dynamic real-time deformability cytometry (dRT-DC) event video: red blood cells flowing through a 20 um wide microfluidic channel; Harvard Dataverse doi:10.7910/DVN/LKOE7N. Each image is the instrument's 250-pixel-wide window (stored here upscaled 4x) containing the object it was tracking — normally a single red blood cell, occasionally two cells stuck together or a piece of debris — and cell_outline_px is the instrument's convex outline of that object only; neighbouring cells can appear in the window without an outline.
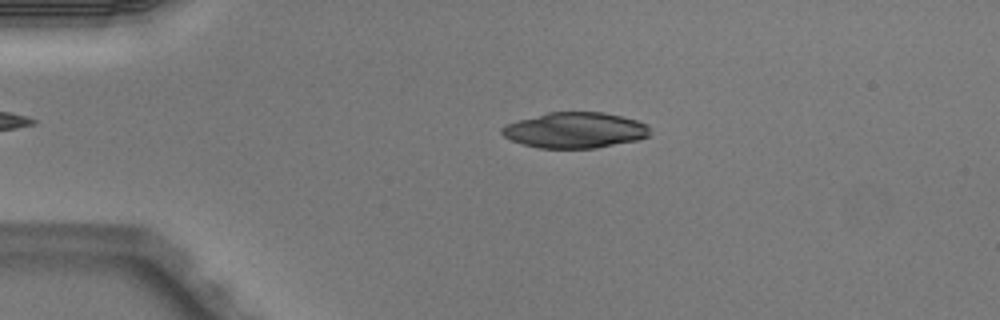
{"species": "Egyptian fruit bat (a non-hibernating species)", "species_latin": "Rousettus aegyptiacus", "temperature_condition": "warm", "stored_images_in_passage": 4, "camera_frame_rate_fps": 3000, "um_per_image_px": 0.085, "animal": {"sex": "male"}, "frame": {"image": 1, "passage_image": 3, "time_ms": 0.667, "image_size_px": [1000, 320], "cell_outline_px": [[648, 136], [636, 140], [596, 148], [540, 148], [524, 144], [512, 140], [504, 136], [500, 132], [500, 128], [504, 124], [548, 112], [604, 112], [636, 120], [648, 124]], "centroid_in_image_um": [48.84, 11.06], "position_along_channel_um": 36.2, "area_um2": 30.63}}